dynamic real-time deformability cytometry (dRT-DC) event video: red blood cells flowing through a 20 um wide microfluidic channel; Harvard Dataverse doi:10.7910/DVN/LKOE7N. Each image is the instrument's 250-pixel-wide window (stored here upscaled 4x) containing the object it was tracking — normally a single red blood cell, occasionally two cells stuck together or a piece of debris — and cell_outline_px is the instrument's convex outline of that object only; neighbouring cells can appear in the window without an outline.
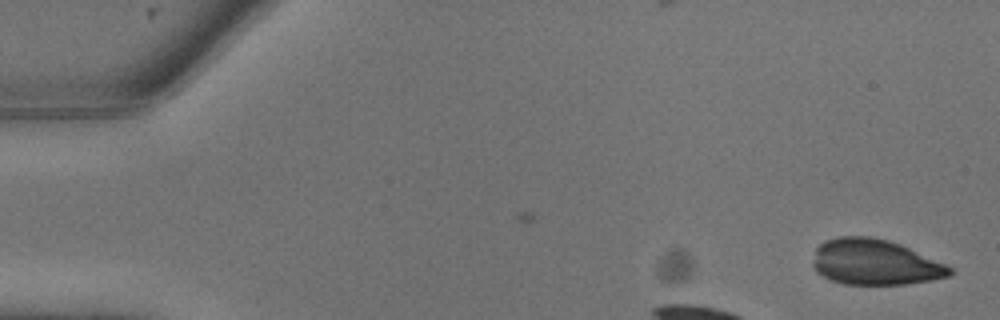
{"species": "common noctule bat (a hibernating species)", "species_latin": "Nyctalus noctula", "temperature_condition": "warm", "stored_images_in_passage": 4, "camera_frame_rate_fps": 3000, "um_per_image_px": 0.085, "animal": {"sex": "male", "body_mass_g": 13.3}, "frame": {"image": 1, "passage_image": 4, "time_ms": 1.0, "image_size_px": [1000, 320], "cell_outline_px": [[952, 276], [908, 284], [844, 284], [832, 280], [816, 272], [812, 268], [812, 264], [816, 248], [824, 240], [840, 236], [872, 236], [888, 240], [900, 244], [944, 264], [952, 268]], "centroid_in_image_um": [74.33, 22.28], "position_along_channel_um": 10.7, "area_um2": 36.3}}